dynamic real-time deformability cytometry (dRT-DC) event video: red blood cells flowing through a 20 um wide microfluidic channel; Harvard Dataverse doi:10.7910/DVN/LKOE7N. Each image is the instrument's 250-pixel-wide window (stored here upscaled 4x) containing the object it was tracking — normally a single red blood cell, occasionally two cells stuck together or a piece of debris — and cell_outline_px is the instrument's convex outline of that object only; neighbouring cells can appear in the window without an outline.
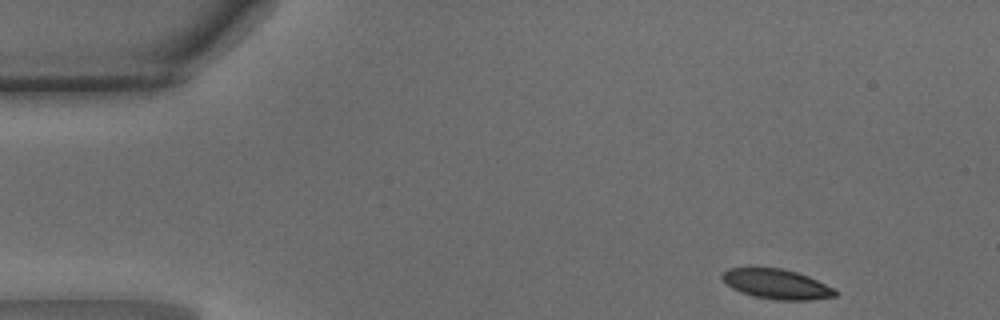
{"species": "common noctule bat (a hibernating species)", "species_latin": "Nyctalus noctula", "temperature_condition": "warm", "stored_images_in_passage": 37, "camera_frame_rate_fps": 3000, "um_per_image_px": 0.085, "animal": {"sex": "male", "body_mass_g": 15.6}, "frame": {"image": 1, "passage_image": 1, "time_ms": 0.0, "image_size_px": [1000, 320], "cell_outline_px": [[840, 292], [836, 296], [808, 300], [776, 300], [756, 296], [740, 292], [732, 288], [720, 276], [728, 268], [784, 268], [808, 276], [836, 288]], "centroid_in_image_um": [66.07, 24.15], "position_along_channel_um": 18.9, "area_um2": 19.65}}
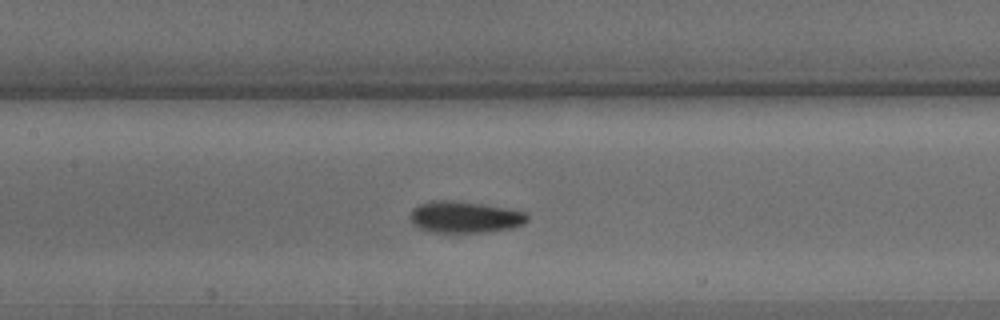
{"frame": {"image": 2, "passage_image": 18, "time_ms": 5.667, "image_size_px": [1000, 320], "cell_outline_px": [[528, 220], [524, 224], [512, 228], [488, 232], [432, 232], [420, 228], [412, 224], [412, 208], [420, 204], [432, 200], [444, 200], [480, 204], [504, 208], [524, 212], [528, 216]], "centroid_in_image_um": [39.51, 18.46], "position_along_channel_um": 167.9, "area_um2": 21.21}}
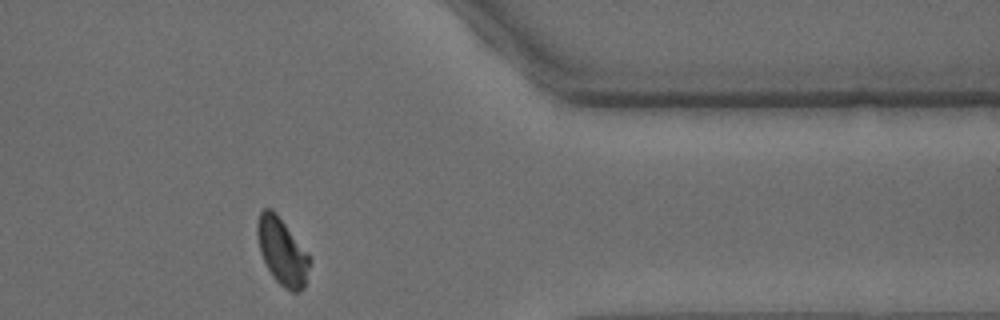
{"frame": {"image": 3, "passage_image": 35, "time_ms": 11.333, "image_size_px": [1000, 320], "cell_outline_px": [[312, 260], [304, 288], [300, 292], [292, 292], [284, 288], [272, 276], [260, 252], [256, 232], [256, 224], [260, 212], [264, 208], [272, 208], [276, 212], [308, 252]], "centroid_in_image_um": [24.0, 21.37], "position_along_channel_um": 387.4, "area_um2": 20.69}, "authors_computed_cell_mechanics": {"area_um2": 20.9236, "velocity_mm_per_s": 4.1913, "shape_relaxation_time_tau1_ms": 2.634, "shape_relaxation_time_tau2_ms": 2.3523, "deformation_change_tau1": 0.0888, "deformation_change_tau2": 0.0641}}